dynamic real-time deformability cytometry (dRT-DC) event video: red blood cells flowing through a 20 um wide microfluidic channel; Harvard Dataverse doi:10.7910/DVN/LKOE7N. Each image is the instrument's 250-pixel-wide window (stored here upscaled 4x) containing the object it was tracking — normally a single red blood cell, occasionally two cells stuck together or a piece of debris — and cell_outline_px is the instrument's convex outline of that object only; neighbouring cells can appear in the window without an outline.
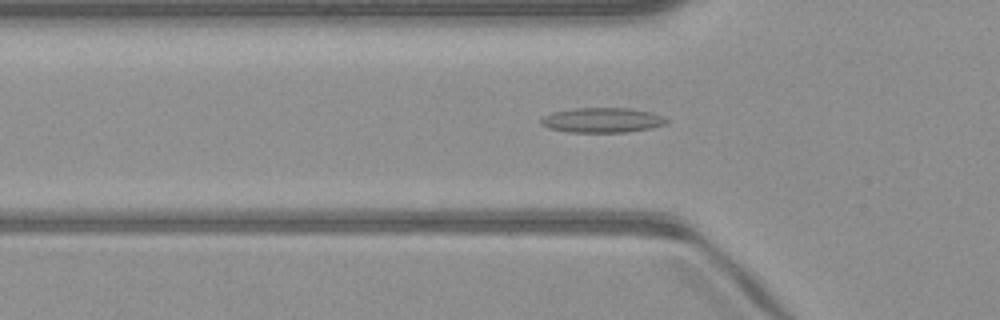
{"species": "common noctule bat (a hibernating species)", "species_latin": "Nyctalus noctula", "temperature_condition": "warm", "stored_images_in_passage": 49, "camera_frame_rate_fps": 3000, "um_per_image_px": 0.085, "animal": {"sex": "male", "body_mass_g": 23.1, "forearm_length_mm": 52.7}, "frame": {"image": 1, "passage_image": 15, "time_ms": 4.667, "image_size_px": [1000, 320], "cell_outline_px": [[668, 124], [652, 128], [628, 132], [568, 132], [548, 128], [540, 124], [540, 120], [544, 116], [552, 112], [572, 108], [628, 108], [652, 112], [664, 116], [668, 120]], "centroid_in_image_um": [51.21, 10.21], "position_along_channel_um": 74.6, "area_um2": 18.44}}
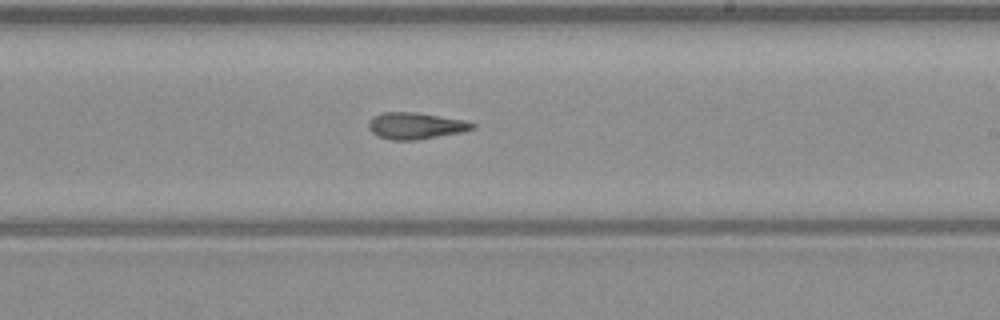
{"frame": {"image": 2, "passage_image": 28, "time_ms": 9.0, "image_size_px": [1000, 320], "cell_outline_px": [[476, 128], [464, 132], [416, 140], [392, 140], [376, 136], [368, 128], [368, 124], [372, 116], [380, 112], [416, 112], [464, 120], [476, 124]], "centroid_in_image_um": [35.32, 10.69], "position_along_channel_um": 253.7, "area_um2": 16.3}}
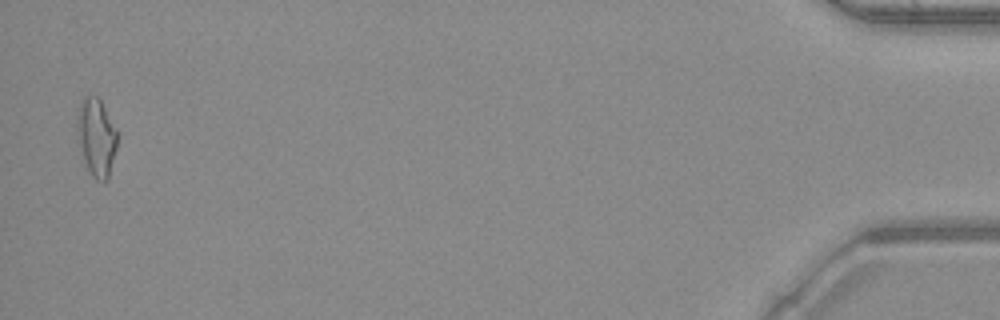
{"frame": {"image": 3, "passage_image": 48, "time_ms": 15.667, "image_size_px": [1000, 320], "cell_outline_px": [[120, 132], [108, 180], [96, 180], [92, 176], [84, 160], [76, 136], [76, 120], [80, 104], [84, 96], [96, 96], [100, 100]], "centroid_in_image_um": [8.21, 11.64], "position_along_channel_um": 427.0, "area_um2": 18.5}, "authors_computed_cell_mechanics": {"area_um2": 16.5886, "velocity_mm_per_s": 4.0997, "shape_relaxation_time_tau1_ms": null, "shape_relaxation_time_tau2_ms": 5.7893, "deformation_change_tau1": null, "deformation_change_tau2": 0.1849}}